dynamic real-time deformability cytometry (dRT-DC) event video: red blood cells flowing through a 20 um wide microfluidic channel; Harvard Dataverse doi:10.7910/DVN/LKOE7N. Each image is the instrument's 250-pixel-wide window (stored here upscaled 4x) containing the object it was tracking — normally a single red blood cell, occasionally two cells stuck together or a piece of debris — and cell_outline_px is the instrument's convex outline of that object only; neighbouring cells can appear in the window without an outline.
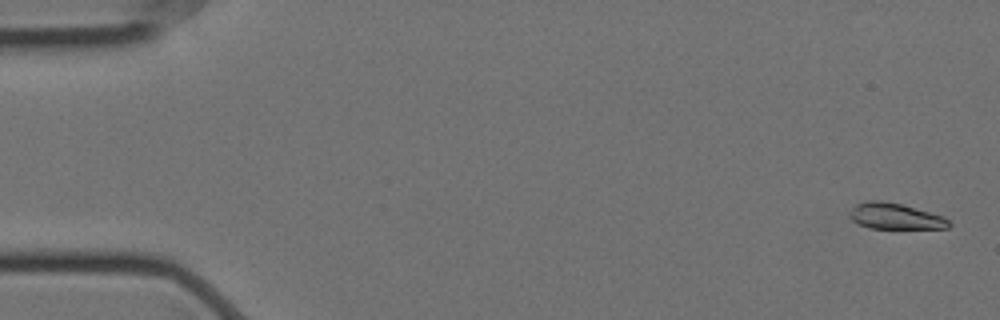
{"species": "Egyptian fruit bat (a non-hibernating species)", "species_latin": "Rousettus aegyptiacus", "temperature_condition": "cold", "stored_images_in_passage": 58, "camera_frame_rate_fps": 3000, "um_per_image_px": 0.085, "animal": {"sex": "female"}, "frame": {"image": 1, "passage_image": 2, "time_ms": 0.333, "image_size_px": [1000, 320], "cell_outline_px": [[952, 224], [948, 228], [868, 228], [852, 220], [848, 216], [848, 212], [856, 204], [868, 200], [880, 200], [900, 204], [944, 216]], "centroid_in_image_um": [76.06, 18.38], "position_along_channel_um": 8.9, "area_um2": 14.97}}
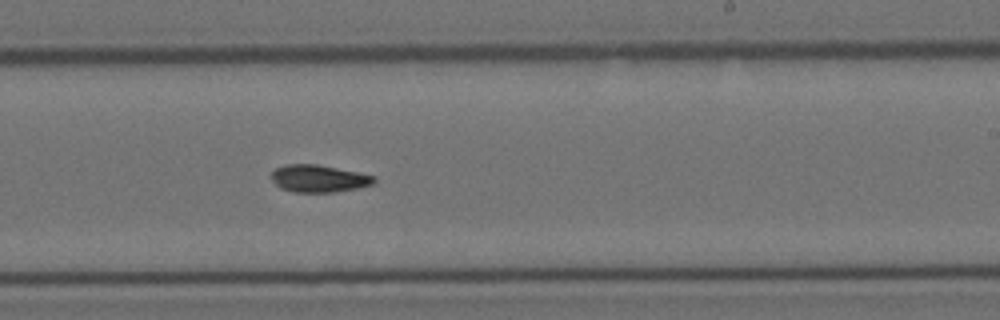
{"frame": {"image": 2, "passage_image": 35, "time_ms": 11.333, "image_size_px": [1000, 320], "cell_outline_px": [[376, 180], [372, 184], [356, 188], [336, 192], [292, 192], [280, 188], [272, 180], [272, 172], [276, 168], [284, 164], [316, 164], [376, 176]], "centroid_in_image_um": [27.07, 15.18], "position_along_channel_um": 261.9, "area_um2": 16.24}}
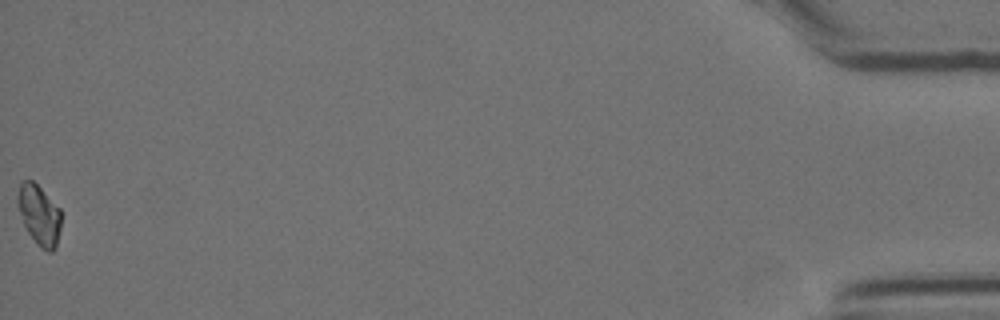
{"frame": {"image": 3, "passage_image": 58, "time_ms": 19.0, "image_size_px": [1000, 320], "cell_outline_px": [[60, 228], [56, 248], [52, 252], [48, 252], [40, 248], [36, 244], [28, 232], [24, 224], [16, 204], [16, 196], [20, 184], [24, 180], [32, 180], [60, 208]], "centroid_in_image_um": [3.32, 18.29], "position_along_channel_um": 431.9, "area_um2": 15.26}, "authors_computed_cell_mechanics": {"area_um2": 16.1262, "velocity_mm_per_s": 3.5163, "shape_relaxation_time_tau1_ms": 5.9778, "shape_relaxation_time_tau2_ms": 6.3597, "deformation_change_tau1": 0.1376, "deformation_change_tau2": 0.0746}}